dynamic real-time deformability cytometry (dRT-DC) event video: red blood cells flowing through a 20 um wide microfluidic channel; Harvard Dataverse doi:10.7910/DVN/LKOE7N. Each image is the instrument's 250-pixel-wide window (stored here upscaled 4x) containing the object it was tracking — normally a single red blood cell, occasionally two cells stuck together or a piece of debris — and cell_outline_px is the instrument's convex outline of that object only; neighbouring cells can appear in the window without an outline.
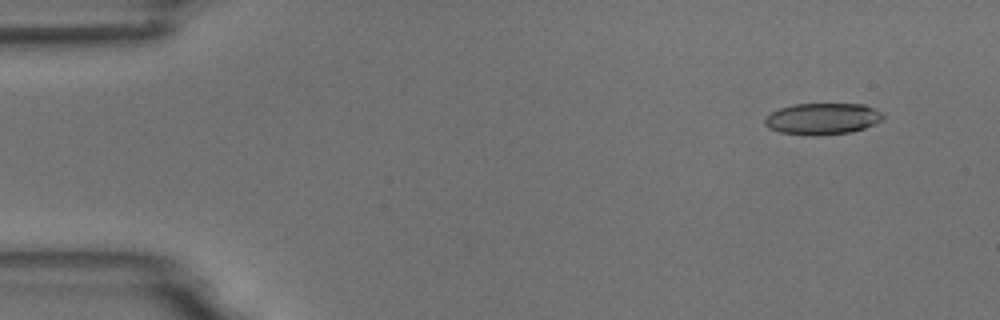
{"species": "common noctule bat (a hibernating species)", "species_latin": "Nyctalus noctula", "temperature_condition": "room temperature", "stored_images_in_passage": 5, "camera_frame_rate_fps": 3000, "um_per_image_px": 0.085, "animal": {"sex": "male", "body_mass_g": 18.8}, "frame": {"image": 1, "passage_image": 2, "time_ms": 1.333, "image_size_px": [1000, 320], "cell_outline_px": [[884, 116], [880, 120], [864, 128], [852, 132], [816, 136], [808, 136], [780, 132], [768, 128], [764, 124], [764, 120], [772, 112], [780, 108], [796, 104], [864, 104], [876, 108], [884, 112]], "centroid_in_image_um": [69.92, 10.1], "position_along_channel_um": 15.1, "area_um2": 21.79}}
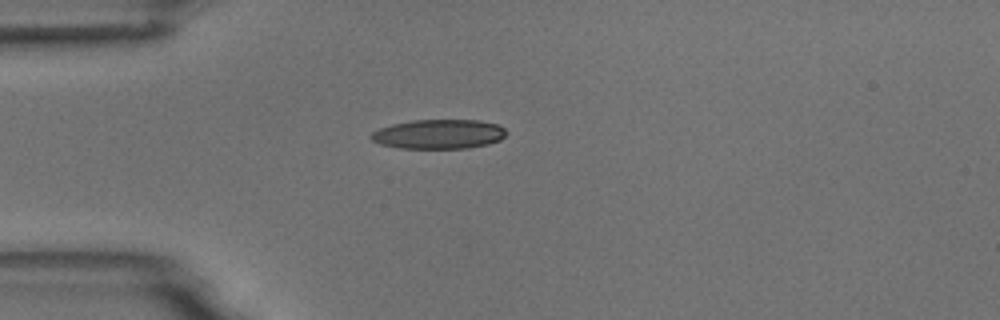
{"frame": {"image": 2, "passage_image": 5, "time_ms": 4.667, "image_size_px": [1000, 320], "cell_outline_px": [[508, 132], [500, 140], [488, 144], [468, 148], [400, 148], [380, 144], [372, 140], [368, 136], [372, 132], [380, 128], [392, 124], [412, 120], [480, 120], [500, 124]], "centroid_in_image_um": [37.32, 11.39], "position_along_channel_um": 47.7, "area_um2": 23.35}}